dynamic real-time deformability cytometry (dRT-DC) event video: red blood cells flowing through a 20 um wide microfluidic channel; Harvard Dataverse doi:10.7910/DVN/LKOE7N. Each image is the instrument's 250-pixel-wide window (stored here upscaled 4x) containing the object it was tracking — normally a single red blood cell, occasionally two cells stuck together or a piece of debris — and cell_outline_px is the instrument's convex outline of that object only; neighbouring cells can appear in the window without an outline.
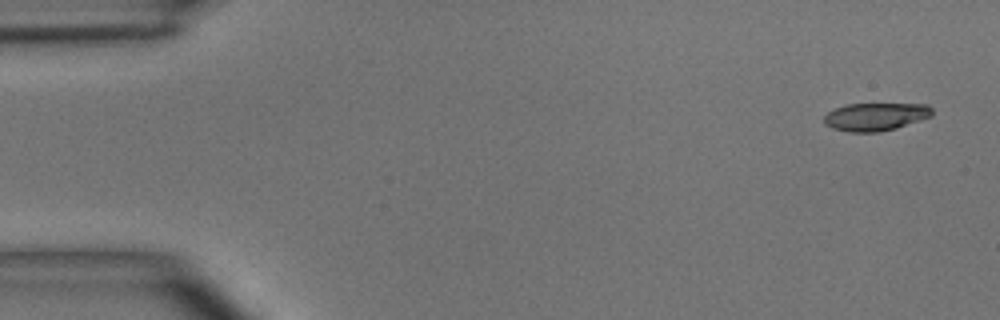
{"species": "common noctule bat (a hibernating species)", "species_latin": "Nyctalus noctula", "temperature_condition": "room temperature", "stored_images_in_passage": 5, "segment_of_instrument_passage": [1, 2], "camera_frame_rate_fps": 3000, "um_per_image_px": 0.085, "animal": {"sex": "male", "body_mass_g": 15.6}, "frame": {"image": 1, "passage_image": 1, "time_ms": 0.0, "image_size_px": [1000, 320], "cell_outline_px": [[932, 116], [896, 128], [880, 132], [848, 132], [832, 128], [824, 124], [824, 116], [828, 112], [844, 104], [928, 104], [932, 108]], "centroid_in_image_um": [74.41, 9.92], "position_along_channel_um": 10.6, "area_um2": 17.63}}